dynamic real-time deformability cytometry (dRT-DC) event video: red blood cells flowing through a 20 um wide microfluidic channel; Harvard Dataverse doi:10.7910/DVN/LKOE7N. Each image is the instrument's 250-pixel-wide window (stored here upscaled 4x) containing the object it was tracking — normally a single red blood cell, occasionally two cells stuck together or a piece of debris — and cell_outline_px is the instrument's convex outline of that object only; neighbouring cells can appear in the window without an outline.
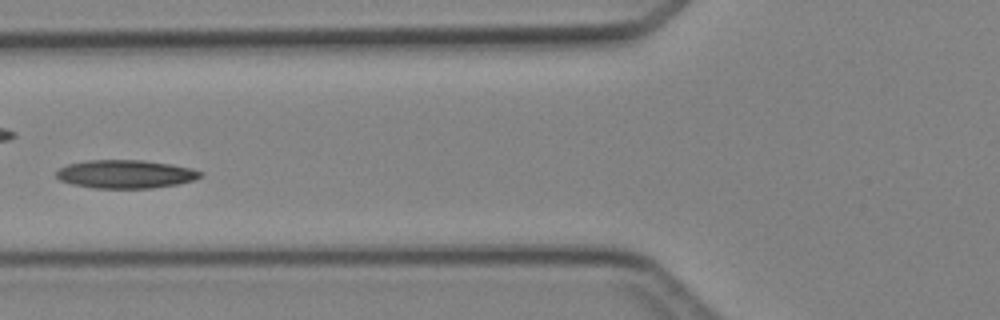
{"species": "Egyptian fruit bat (a non-hibernating species)", "species_latin": "Rousettus aegyptiacus", "temperature_condition": "cold", "stored_images_in_passage": 6, "camera_frame_rate_fps": 3000, "um_per_image_px": 0.085, "animal": {"sex": "female"}, "frame": {"image": 1, "passage_image": 5, "time_ms": 4.667, "image_size_px": [1000, 320], "cell_outline_px": [[204, 176], [196, 180], [176, 184], [152, 188], [92, 188], [72, 184], [60, 180], [56, 176], [56, 172], [60, 168], [68, 164], [88, 160], [144, 160], [172, 164], [192, 168], [204, 172]], "centroid_in_image_um": [10.72, 14.8], "position_along_channel_um": 115.1, "area_um2": 23.99}}
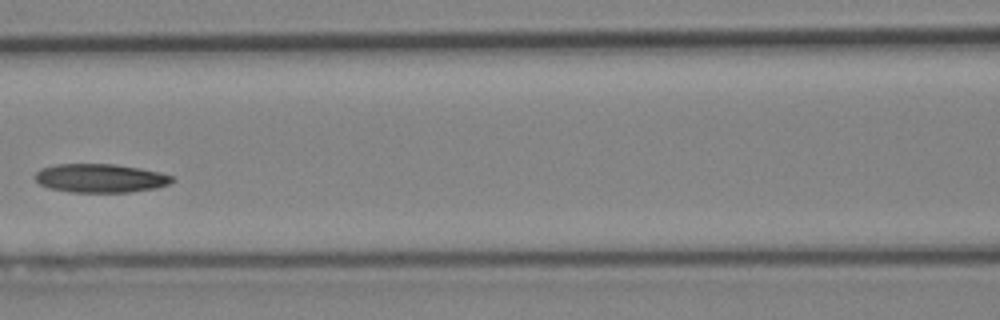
{"frame": {"image": 2, "passage_image": 6, "time_ms": 5.667, "image_size_px": [1000, 320], "cell_outline_px": [[176, 180], [168, 184], [156, 188], [132, 192], [68, 192], [48, 188], [40, 184], [32, 176], [40, 168], [56, 164], [116, 164], [140, 168], [160, 172], [172, 176]], "centroid_in_image_um": [8.51, 15.14], "position_along_channel_um": 158.1, "area_um2": 23.18}}